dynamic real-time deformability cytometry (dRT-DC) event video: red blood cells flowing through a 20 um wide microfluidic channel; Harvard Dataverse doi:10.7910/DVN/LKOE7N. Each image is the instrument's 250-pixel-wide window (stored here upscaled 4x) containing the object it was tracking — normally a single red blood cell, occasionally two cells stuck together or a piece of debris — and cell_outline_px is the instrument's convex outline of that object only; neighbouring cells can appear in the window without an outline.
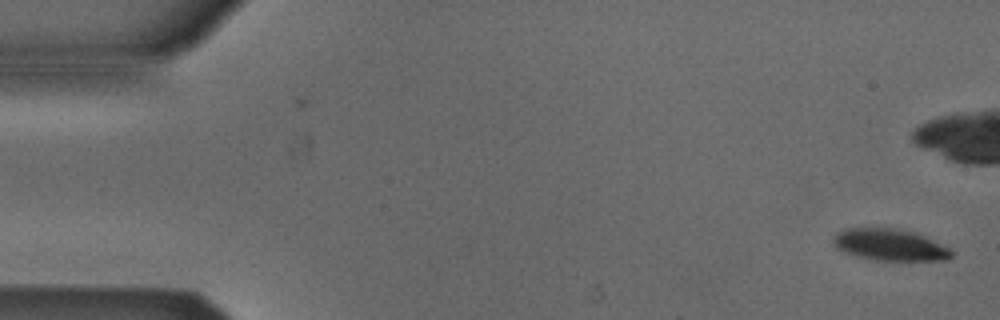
{"species": "Egyptian fruit bat (a non-hibernating species)", "species_latin": "Rousettus aegyptiacus", "temperature_condition": "cold", "stored_images_in_passage": 54, "camera_frame_rate_fps": 3000, "um_per_image_px": 0.085, "animal": {"sex": "male"}, "frame": {"image": 1, "passage_image": 1, "time_ms": 0.0, "image_size_px": [1000, 320], "cell_outline_px": [[952, 256], [944, 260], [876, 260], [856, 256], [836, 248], [832, 240], [836, 232], [844, 228], [900, 228], [916, 232], [948, 248], [952, 252]], "centroid_in_image_um": [75.59, 20.79], "position_along_channel_um": 9.4, "area_um2": 21.73}}
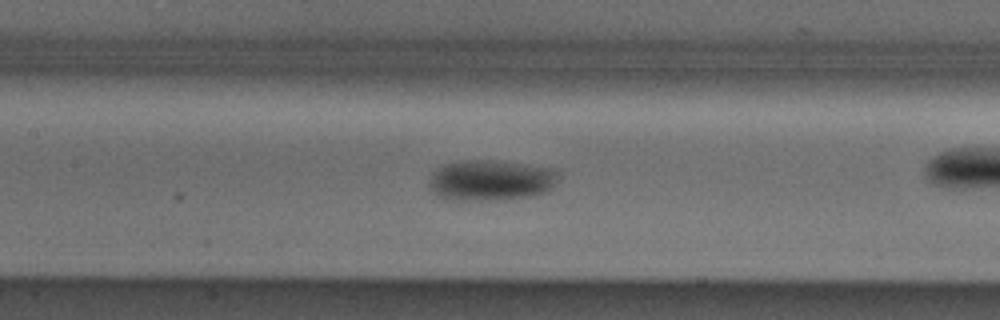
{"frame": {"image": 2, "passage_image": 24, "time_ms": 7.667, "image_size_px": [1000, 320], "cell_outline_px": [[556, 180], [552, 188], [548, 192], [528, 196], [436, 196], [432, 192], [428, 184], [432, 172], [444, 164], [464, 160], [488, 160], [556, 168]], "centroid_in_image_um": [41.74, 15.23], "position_along_channel_um": 165.7, "area_um2": 28.73}}
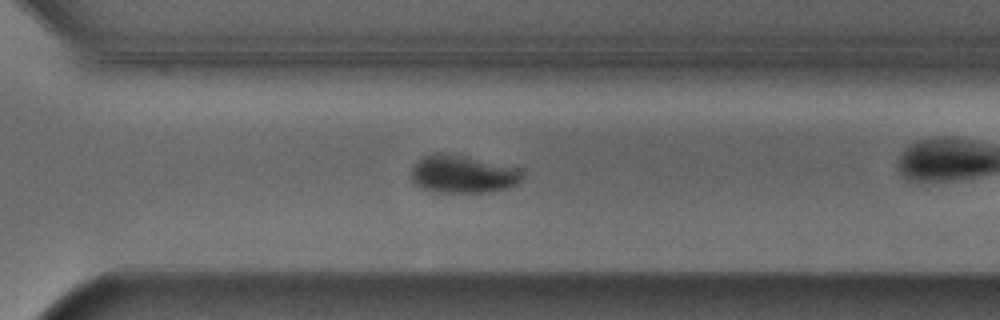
{"frame": {"image": 3, "passage_image": 37, "time_ms": 12.0, "image_size_px": [1000, 320], "cell_outline_px": [[524, 176], [516, 184], [508, 188], [484, 192], [432, 192], [416, 184], [412, 180], [412, 168], [424, 156], [432, 152], [448, 152], [520, 168]], "centroid_in_image_um": [39.35, 14.78], "position_along_channel_um": 331.3, "area_um2": 24.51}, "authors_computed_cell_mechanics": {"area_um2": 24.565, "velocity_mm_per_s": 3.8292, "shape_relaxation_time_tau1_ms": 5.0206, "shape_relaxation_time_tau2_ms": null, "deformation_change_tau1": 0.1267, "deformation_change_tau2": null}}